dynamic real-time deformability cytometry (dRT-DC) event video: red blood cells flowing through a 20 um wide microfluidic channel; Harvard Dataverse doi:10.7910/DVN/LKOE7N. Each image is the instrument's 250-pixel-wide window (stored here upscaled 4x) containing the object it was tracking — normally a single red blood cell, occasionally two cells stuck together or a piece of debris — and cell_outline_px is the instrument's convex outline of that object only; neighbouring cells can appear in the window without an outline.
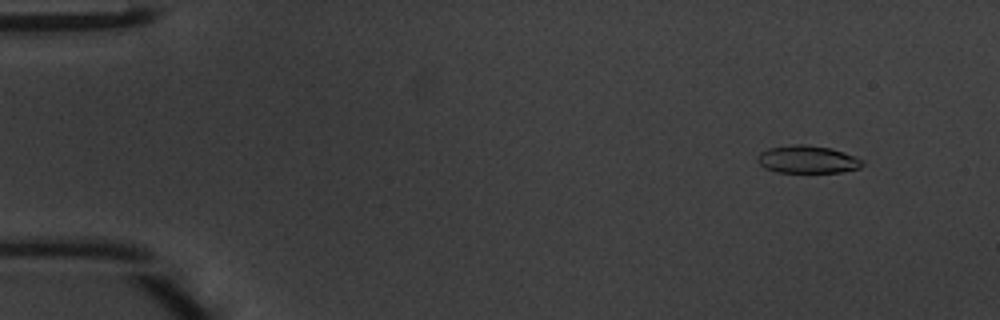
{"species": "common noctule bat (a hibernating species)", "species_latin": "Nyctalus noctula", "temperature_condition": "warm", "stored_images_in_passage": 45, "camera_frame_rate_fps": 3000, "um_per_image_px": 0.085, "animal": {"sex": "male", "body_mass_g": 20.1, "forearm_length_mm": 53.5}, "frame": {"image": 1, "passage_image": 2, "time_ms": 0.333, "image_size_px": [1000, 320], "cell_outline_px": [[864, 164], [860, 168], [840, 172], [776, 172], [764, 168], [756, 160], [756, 156], [760, 152], [768, 148], [796, 144], [804, 144], [832, 148], [844, 152], [864, 160]], "centroid_in_image_um": [68.63, 13.55], "position_along_channel_um": 16.4, "area_um2": 17.05}}
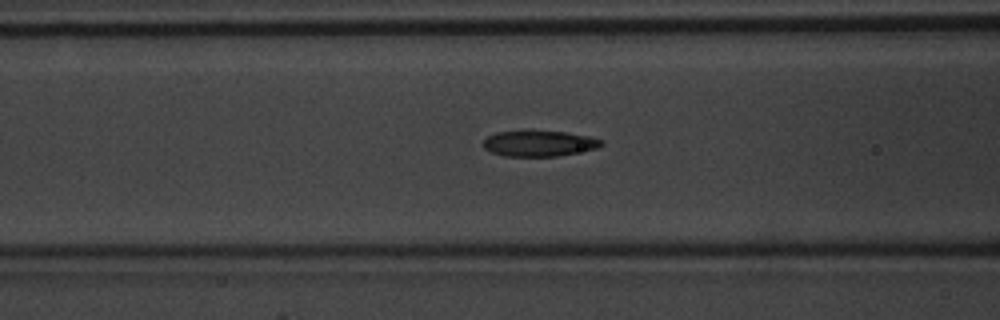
{"frame": {"image": 2, "passage_image": 17, "time_ms": 5.333, "image_size_px": [1000, 320], "cell_outline_px": [[604, 144], [596, 148], [556, 156], [504, 156], [492, 152], [484, 148], [484, 140], [488, 136], [496, 132], [524, 128], [528, 128], [564, 132], [588, 136], [604, 140]], "centroid_in_image_um": [45.78, 12.14], "position_along_channel_um": 120.8, "area_um2": 18.26}}
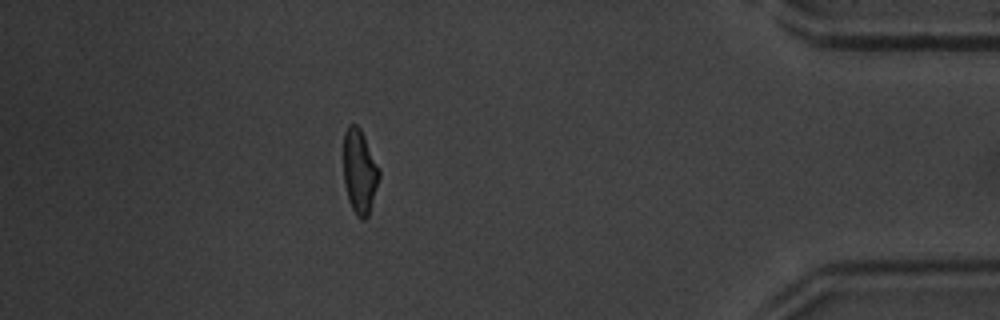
{"frame": {"image": 3, "passage_image": 40, "time_ms": 13.0, "image_size_px": [1000, 320], "cell_outline_px": [[380, 176], [368, 216], [364, 220], [360, 220], [356, 216], [348, 200], [344, 184], [344, 132], [348, 124], [356, 124], [360, 128], [380, 168]], "centroid_in_image_um": [30.56, 14.59], "position_along_channel_um": 404.6, "area_um2": 17.63}, "authors_computed_cell_mechanics": {"area_um2": 17.9758, "velocity_mm_per_s": 4.2655, "shape_relaxation_time_tau1_ms": 4.1104, "shape_relaxation_time_tau2_ms": 2.1083, "deformation_change_tau1": 0.1734, "deformation_change_tau2": 0.1019}}